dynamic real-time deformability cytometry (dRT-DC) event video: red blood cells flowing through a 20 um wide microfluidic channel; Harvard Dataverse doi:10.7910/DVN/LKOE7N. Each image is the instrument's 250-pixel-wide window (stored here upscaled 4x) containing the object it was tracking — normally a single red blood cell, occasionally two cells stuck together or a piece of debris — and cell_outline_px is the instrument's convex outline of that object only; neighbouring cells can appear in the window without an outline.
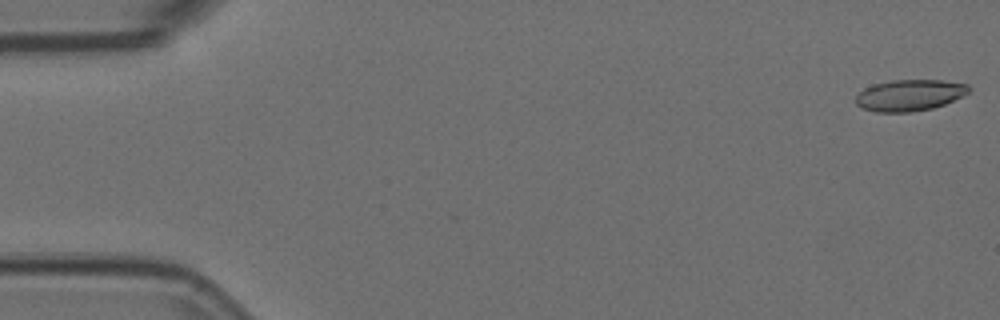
{"species": "Egyptian fruit bat (a non-hibernating species)", "species_latin": "Rousettus aegyptiacus", "temperature_condition": "room temperature", "stored_images_in_passage": 55, "camera_frame_rate_fps": 3000, "um_per_image_px": 0.085, "animal": {"sex": "female"}, "frame": {"image": 1, "passage_image": 1, "time_ms": 0.0, "image_size_px": [1000, 320], "cell_outline_px": [[972, 88], [964, 96], [944, 104], [932, 108], [912, 112], [876, 112], [860, 108], [856, 104], [856, 96], [864, 88], [872, 84], [892, 80], [940, 80], [968, 84]], "centroid_in_image_um": [77.31, 8.09], "position_along_channel_um": 7.7, "area_um2": 20.81}}
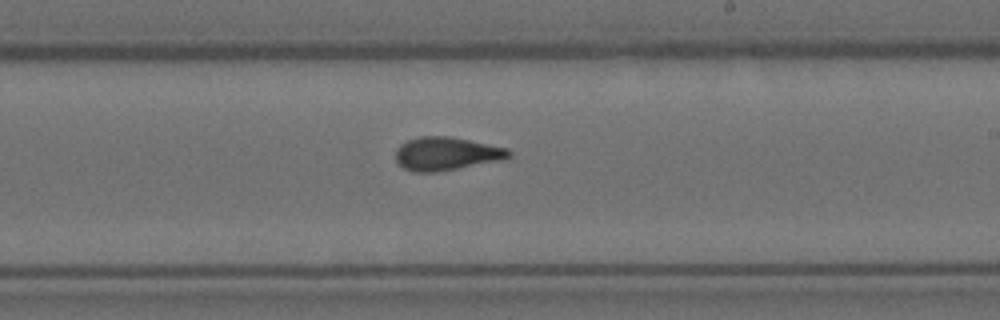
{"frame": {"image": 2, "passage_image": 32, "time_ms": 10.333, "image_size_px": [1000, 320], "cell_outline_px": [[512, 156], [500, 160], [436, 172], [412, 172], [404, 168], [396, 160], [396, 148], [400, 144], [408, 140], [420, 136], [448, 136], [508, 148], [512, 152]], "centroid_in_image_um": [37.92, 13.06], "position_along_channel_um": 251.1, "area_um2": 21.79}}
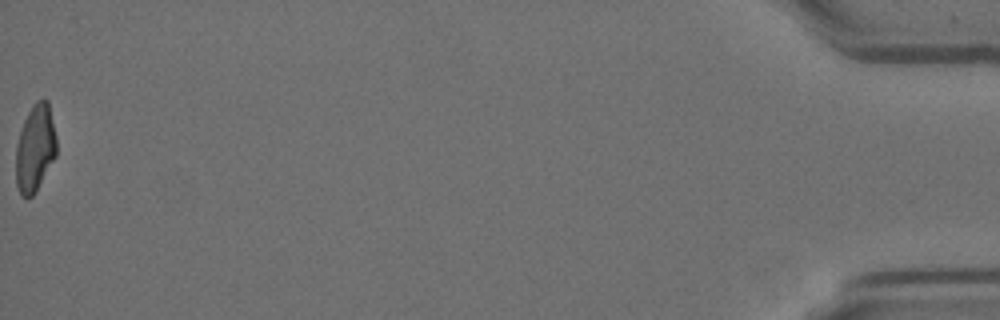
{"frame": {"image": 3, "passage_image": 55, "time_ms": 18.0, "image_size_px": [1000, 320], "cell_outline_px": [[56, 156], [36, 192], [32, 196], [20, 196], [16, 184], [16, 144], [24, 120], [32, 104], [36, 100], [44, 96], [48, 100], [56, 136]], "centroid_in_image_um": [2.99, 12.57], "position_along_channel_um": 432.2, "area_um2": 20.87}, "authors_computed_cell_mechanics": {"area_um2": 21.1548, "velocity_mm_per_s": 3.7146, "shape_relaxation_time_tau1_ms": null, "shape_relaxation_time_tau2_ms": 1.9554, "deformation_change_tau1": null, "deformation_change_tau2": 0.1004}}